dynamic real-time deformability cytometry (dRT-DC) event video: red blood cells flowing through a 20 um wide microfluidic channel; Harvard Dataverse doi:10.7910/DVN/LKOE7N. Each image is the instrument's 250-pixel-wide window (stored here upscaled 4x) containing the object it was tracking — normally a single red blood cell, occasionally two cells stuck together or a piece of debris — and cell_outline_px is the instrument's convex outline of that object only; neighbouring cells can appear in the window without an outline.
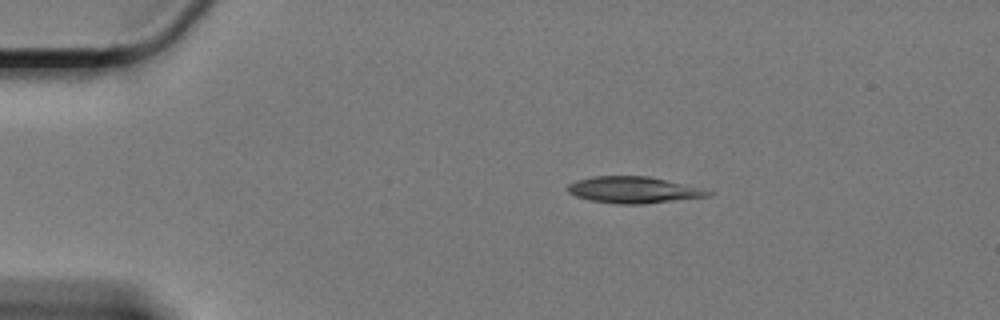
{"species": "Egyptian fruit bat (a non-hibernating species)", "species_latin": "Rousettus aegyptiacus", "temperature_condition": "cold", "stored_images_in_passage": 50, "camera_frame_rate_fps": 3000, "um_per_image_px": 0.085, "animal": {"sex": "female"}, "frame": {"image": 1, "passage_image": 1, "time_ms": 0.0, "image_size_px": [1000, 320], "cell_outline_px": [[712, 192], [708, 196], [640, 204], [616, 204], [592, 200], [576, 196], [568, 192], [564, 188], [568, 184], [576, 180], [592, 176], [648, 176], [700, 188]], "centroid_in_image_um": [53.74, 16.13], "position_along_channel_um": 31.3, "area_um2": 21.33}}
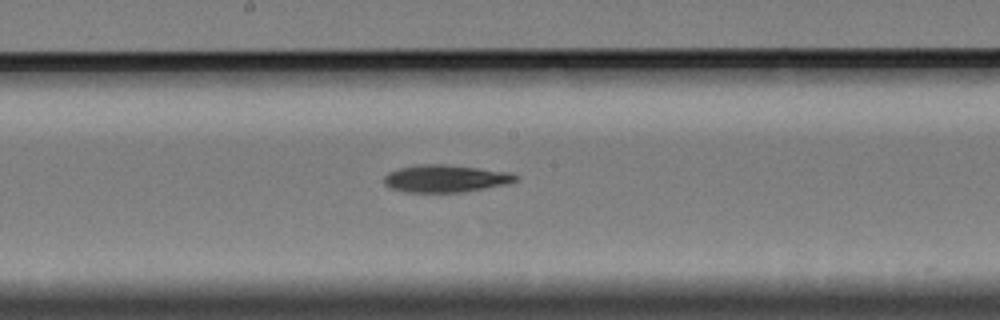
{"frame": {"image": 2, "passage_image": 22, "time_ms": 7.0, "image_size_px": [1000, 320], "cell_outline_px": [[520, 180], [508, 184], [464, 192], [404, 192], [392, 188], [384, 184], [384, 176], [388, 172], [400, 168], [416, 164], [440, 164], [476, 168], [508, 172], [520, 176]], "centroid_in_image_um": [37.88, 15.18], "position_along_channel_um": 210.3, "area_um2": 21.04}}
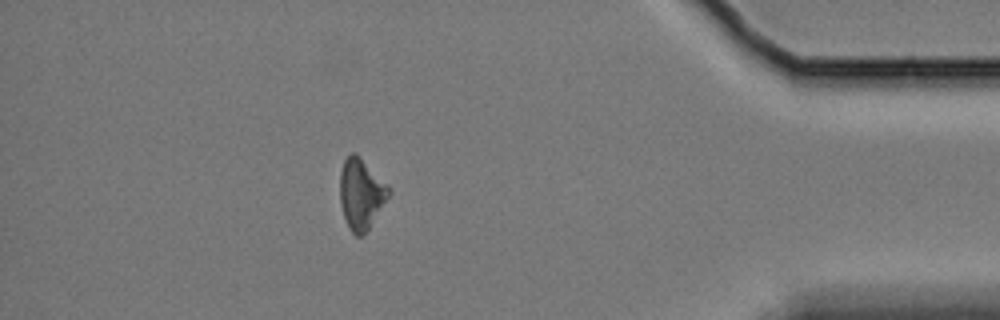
{"frame": {"image": 3, "passage_image": 43, "time_ms": 14.0, "image_size_px": [1000, 320], "cell_outline_px": [[392, 192], [364, 236], [356, 236], [352, 232], [344, 216], [340, 204], [340, 172], [344, 160], [352, 152], [356, 152], [388, 184]], "centroid_in_image_um": [30.71, 16.46], "position_along_channel_um": 404.5, "area_um2": 20.23}, "authors_computed_cell_mechanics": {"area_um2": 20.7213, "velocity_mm_per_s": 3.328, "shape_relaxation_time_tau1_ms": 4.3131, "shape_relaxation_time_tau2_ms": null, "deformation_change_tau1": 0.1212, "deformation_change_tau2": null}}